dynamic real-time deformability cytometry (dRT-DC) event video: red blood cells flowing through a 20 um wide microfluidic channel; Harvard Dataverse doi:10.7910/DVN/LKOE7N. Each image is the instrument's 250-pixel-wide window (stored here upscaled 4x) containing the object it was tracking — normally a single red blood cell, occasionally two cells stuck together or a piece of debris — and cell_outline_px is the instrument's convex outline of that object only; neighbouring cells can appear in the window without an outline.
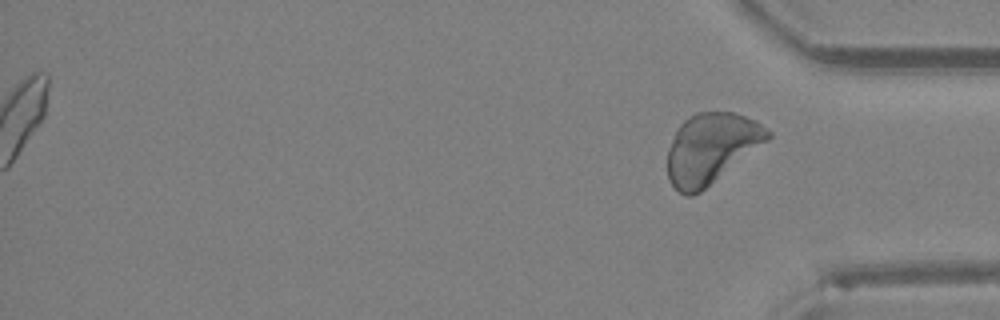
{"species": "Egyptian fruit bat (a non-hibernating species)", "species_latin": "Rousettus aegyptiacus", "temperature_condition": "room temperature", "stored_images_in_passage": 35, "segment_of_instrument_passage": [2, 2], "camera_frame_rate_fps": 3000, "um_per_image_px": 0.085, "animal": {"sex": "female"}, "frame": {"image": 1, "passage_image": 35, "time_ms": 11.333, "image_size_px": [1000, 320], "cell_outline_px": [[772, 136], [768, 140], [700, 192], [692, 196], [684, 196], [668, 180], [668, 148], [680, 124], [684, 120], [696, 112], [732, 112], [756, 120], [772, 132]], "centroid_in_image_um": [60.44, 12.6], "position_along_channel_um": 374.8, "area_um2": 40.63}}